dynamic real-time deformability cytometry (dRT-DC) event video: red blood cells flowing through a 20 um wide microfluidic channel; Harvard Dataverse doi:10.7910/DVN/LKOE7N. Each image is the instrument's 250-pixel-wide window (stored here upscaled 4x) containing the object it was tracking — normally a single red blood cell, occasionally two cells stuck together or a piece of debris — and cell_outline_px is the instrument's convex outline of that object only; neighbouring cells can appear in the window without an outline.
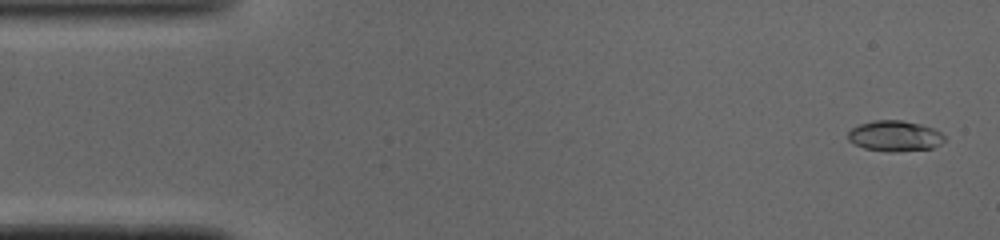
{"species": "common noctule bat (a hibernating species)", "species_latin": "Nyctalus noctula", "temperature_condition": "cold", "stored_images_in_passage": 49, "camera_frame_rate_fps": 3000, "um_per_image_px": 0.085, "animal": {"sex": "male", "body_mass_g": 19.0, "forearm_length_mm": 50.8}, "frame": {"image": 1, "passage_image": 2, "time_ms": 0.333, "image_size_px": [1000, 240], "cell_outline_px": [[944, 140], [940, 144], [932, 148], [896, 152], [888, 152], [864, 148], [848, 140], [848, 132], [852, 128], [860, 124], [872, 120], [900, 120], [920, 124], [932, 128], [940, 132], [944, 136]], "centroid_in_image_um": [76.04, 11.56], "position_along_channel_um": 9.0, "area_um2": 17.17}}
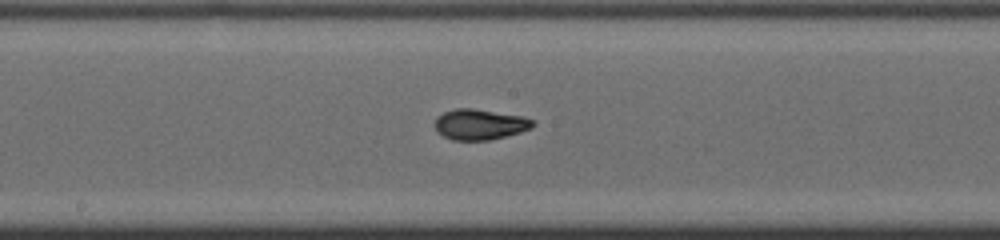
{"frame": {"image": 2, "passage_image": 25, "time_ms": 8.0, "image_size_px": [1000, 240], "cell_outline_px": [[536, 124], [532, 128], [520, 132], [488, 140], [452, 140], [436, 132], [436, 116], [444, 112], [456, 108], [472, 108], [520, 116], [532, 120]], "centroid_in_image_um": [40.76, 10.57], "position_along_channel_um": 207.4, "area_um2": 17.28}}
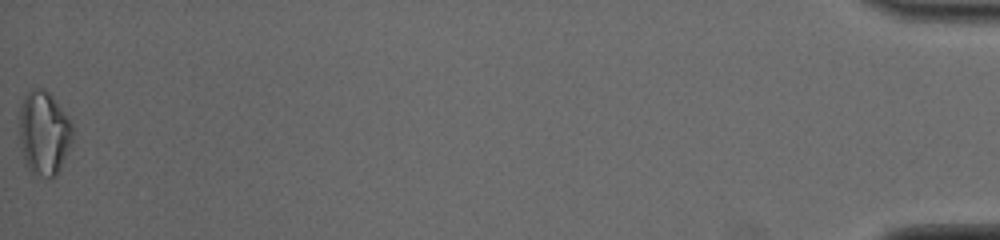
{"frame": {"image": 3, "passage_image": 49, "time_ms": 16.0, "image_size_px": [1000, 240], "cell_outline_px": [[72, 140], [60, 168], [56, 176], [48, 176], [32, 172], [28, 168], [24, 160], [20, 148], [20, 108], [24, 96], [32, 88], [44, 88], [52, 96], [72, 120]], "centroid_in_image_um": [3.73, 11.26], "position_along_channel_um": 431.5, "area_um2": 25.89}, "authors_computed_cell_mechanics": {"area_um2": 16.9932, "velocity_mm_per_s": 4.1165, "shape_relaxation_time_tau1_ms": 5.5622, "shape_relaxation_time_tau2_ms": 1.3754, "deformation_change_tau1": 0.2212, "deformation_change_tau2": 0.0635}}